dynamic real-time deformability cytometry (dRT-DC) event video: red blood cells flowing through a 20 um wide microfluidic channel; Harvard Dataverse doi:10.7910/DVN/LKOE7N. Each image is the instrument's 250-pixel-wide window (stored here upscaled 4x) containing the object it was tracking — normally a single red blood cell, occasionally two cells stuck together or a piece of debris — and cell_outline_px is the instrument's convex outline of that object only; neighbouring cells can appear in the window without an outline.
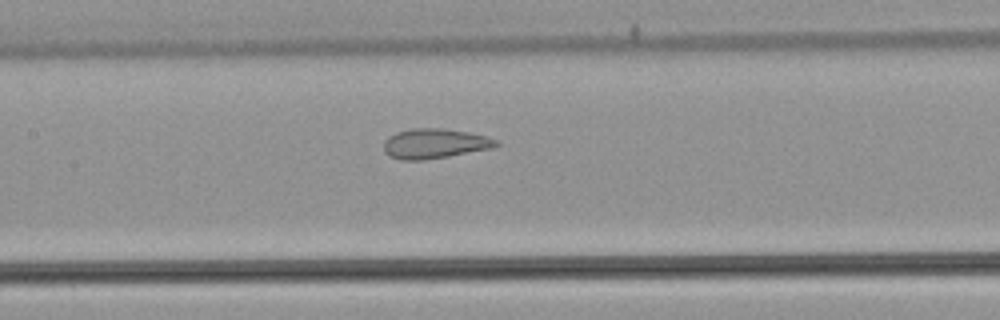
{"species": "common noctule bat (a hibernating species)", "species_latin": "Nyctalus noctula", "temperature_condition": "warm", "stored_images_in_passage": 20, "camera_frame_rate_fps": 3000, "um_per_image_px": 0.085, "animal": {"sex": "male", "body_mass_g": 21.5, "forearm_length_mm": 52.0}, "frame": {"image": 1, "passage_image": 15, "time_ms": 4.667, "image_size_px": [1000, 320], "cell_outline_px": [[500, 144], [492, 148], [448, 156], [424, 160], [400, 160], [388, 156], [384, 152], [384, 140], [388, 136], [396, 132], [412, 128], [444, 128], [468, 132], [488, 136], [500, 140]], "centroid_in_image_um": [36.94, 12.2], "position_along_channel_um": 170.5, "area_um2": 19.83}}